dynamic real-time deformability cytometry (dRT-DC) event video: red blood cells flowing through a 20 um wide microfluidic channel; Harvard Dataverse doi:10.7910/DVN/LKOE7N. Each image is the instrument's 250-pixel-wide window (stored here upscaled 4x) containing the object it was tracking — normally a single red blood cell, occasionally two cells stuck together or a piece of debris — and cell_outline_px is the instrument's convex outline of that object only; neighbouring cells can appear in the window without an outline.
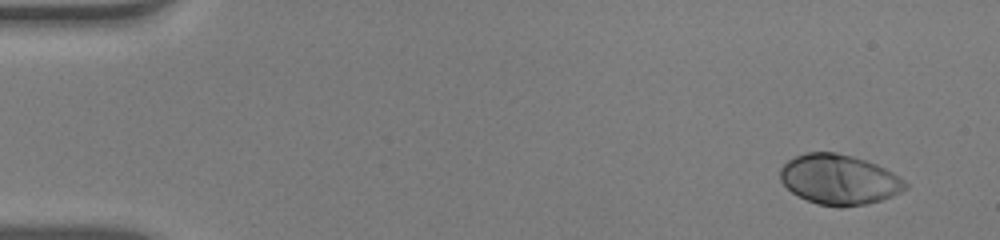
{"species": "human", "species_latin": "Homo sapiens", "temperature_condition": "warm", "stored_images_in_passage": 50, "camera_frame_rate_fps": 3000, "um_per_image_px": 0.085, "donor": {"sex": "male"}, "frame": {"image": 1, "passage_image": 1, "time_ms": 0.0, "image_size_px": [1000, 240], "cell_outline_px": [[908, 188], [892, 196], [868, 204], [840, 208], [816, 204], [792, 192], [780, 180], [780, 168], [788, 160], [804, 152], [836, 152], [852, 156], [876, 164], [900, 176], [908, 184]], "centroid_in_image_um": [71.33, 15.27], "position_along_channel_um": 13.7, "area_um2": 36.65}}
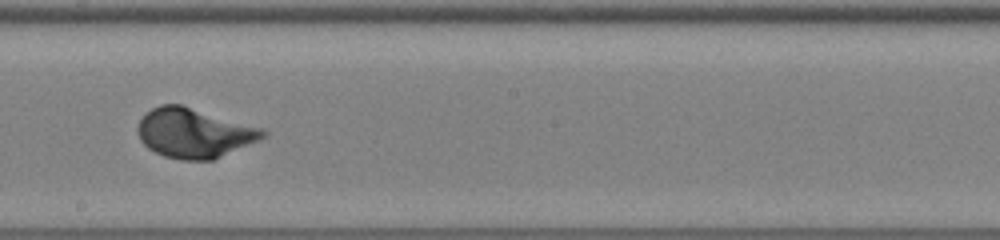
{"frame": {"image": 2, "passage_image": 28, "time_ms": 9.0, "image_size_px": [1000, 240], "cell_outline_px": [[268, 132], [264, 136], [256, 140], [212, 160], [180, 160], [164, 156], [148, 148], [140, 140], [136, 128], [140, 120], [152, 108], [160, 104], [180, 104], [264, 128]], "centroid_in_image_um": [16.46, 11.3], "position_along_channel_um": 231.7, "area_um2": 35.78}}
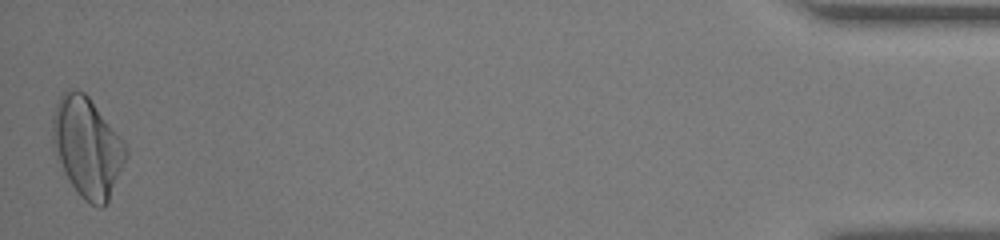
{"frame": {"image": 3, "passage_image": 50, "time_ms": 16.333, "image_size_px": [1000, 240], "cell_outline_px": [[128, 156], [108, 204], [104, 208], [100, 208], [84, 200], [76, 192], [64, 172], [52, 148], [52, 116], [56, 104], [60, 96], [68, 88], [76, 88], [84, 92], [88, 96], [124, 140], [128, 148]], "centroid_in_image_um": [7.43, 12.52], "position_along_channel_um": 427.8, "area_um2": 43.29}, "authors_computed_cell_mechanics": {"area_um2": 35.8071, "velocity_mm_per_s": 3.9078, "shape_relaxation_time_tau1_ms": 2.5614, "shape_relaxation_time_tau2_ms": null, "deformation_change_tau1": 0.1887, "deformation_change_tau2": null}}